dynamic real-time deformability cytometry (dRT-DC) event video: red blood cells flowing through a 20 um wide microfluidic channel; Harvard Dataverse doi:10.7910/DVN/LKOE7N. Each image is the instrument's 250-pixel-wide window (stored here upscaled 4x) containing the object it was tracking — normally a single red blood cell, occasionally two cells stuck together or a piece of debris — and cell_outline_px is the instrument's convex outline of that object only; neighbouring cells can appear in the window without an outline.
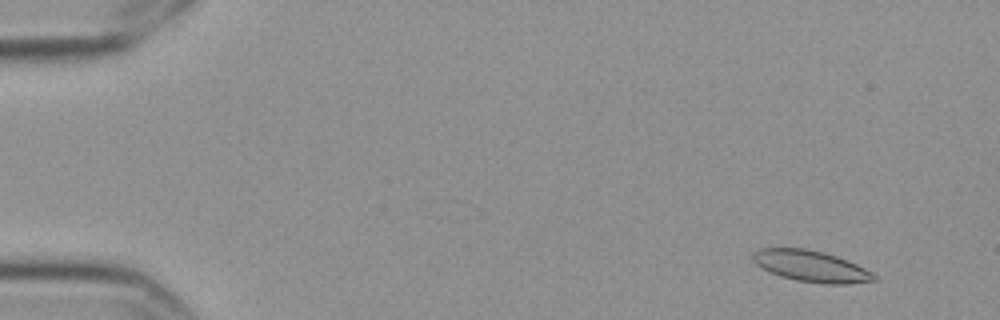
{"species": "Egyptian fruit bat (a non-hibernating species)", "species_latin": "Rousettus aegyptiacus", "temperature_condition": "cold", "stored_images_in_passage": 6, "camera_frame_rate_fps": 3000, "um_per_image_px": 0.085, "frame": {"image": 1, "passage_image": 2, "time_ms": 0.333, "image_size_px": [1000, 320], "cell_outline_px": [[880, 280], [848, 284], [824, 284], [796, 280], [780, 276], [756, 264], [752, 260], [752, 252], [760, 248], [804, 248], [824, 252], [848, 260], [872, 272]], "centroid_in_image_um": [68.96, 22.63], "position_along_channel_um": 16.0, "area_um2": 22.14}}